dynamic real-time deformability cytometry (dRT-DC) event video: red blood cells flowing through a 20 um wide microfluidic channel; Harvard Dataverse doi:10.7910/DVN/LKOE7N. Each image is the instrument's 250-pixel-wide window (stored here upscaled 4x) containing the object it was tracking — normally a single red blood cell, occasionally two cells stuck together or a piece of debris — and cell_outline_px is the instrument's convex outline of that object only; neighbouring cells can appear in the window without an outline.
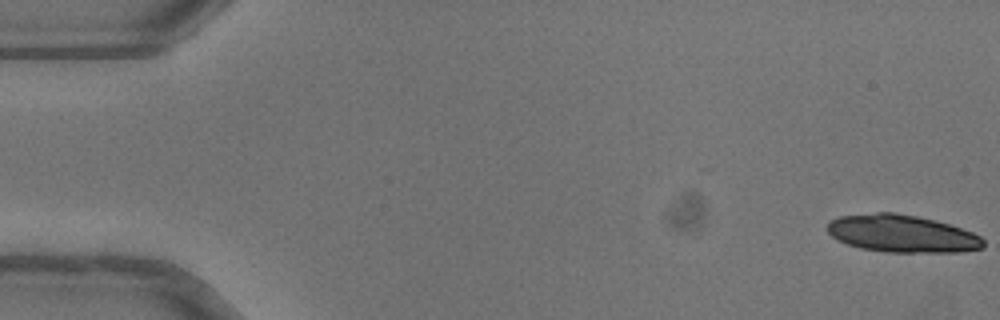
{"species": "common noctule bat (a hibernating species)", "species_latin": "Nyctalus noctula", "temperature_condition": "warm", "stored_images_in_passage": 38, "camera_frame_rate_fps": 3000, "um_per_image_px": 0.085, "animal": {"sex": "female"}, "frame": {"image": 1, "passage_image": 1, "time_ms": 0.0, "image_size_px": [1000, 320], "cell_outline_px": [[984, 248], [960, 252], [884, 252], [860, 248], [836, 240], [828, 232], [828, 220], [840, 216], [876, 212], [896, 212], [916, 216], [948, 224], [972, 232], [980, 236], [984, 240]], "centroid_in_image_um": [76.65, 19.86], "position_along_channel_um": 8.4, "area_um2": 34.1}}
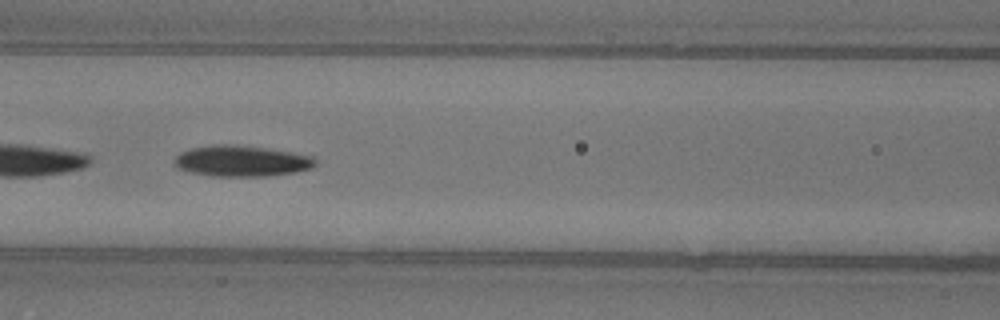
{"frame": {"image": 2, "passage_image": 23, "time_ms": 7.333, "image_size_px": [1000, 320], "cell_outline_px": [[316, 164], [312, 168], [296, 172], [264, 176], [212, 176], [192, 172], [176, 168], [172, 160], [180, 152], [188, 148], [212, 144], [236, 144], [264, 148], [312, 156], [316, 160]], "centroid_in_image_um": [20.46, 13.68], "position_along_channel_um": 146.1, "area_um2": 25.55}}